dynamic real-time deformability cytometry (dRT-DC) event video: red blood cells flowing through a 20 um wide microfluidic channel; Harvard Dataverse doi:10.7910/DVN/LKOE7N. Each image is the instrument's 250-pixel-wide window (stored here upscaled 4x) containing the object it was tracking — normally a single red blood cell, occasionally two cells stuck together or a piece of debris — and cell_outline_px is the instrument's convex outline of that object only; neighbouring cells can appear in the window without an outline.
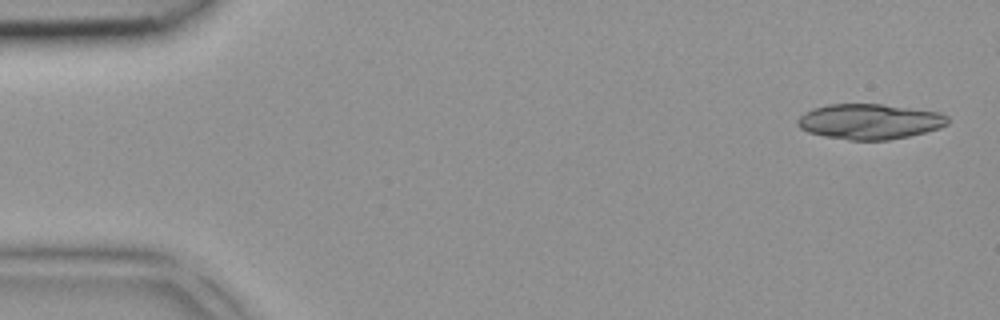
{"species": "common noctule bat (a hibernating species)", "species_latin": "Nyctalus noctula", "temperature_condition": "room temperature", "stored_images_in_passage": 4, "camera_frame_rate_fps": 3000, "um_per_image_px": 0.085, "animal": {"sex": "female", "body_mass_g": 18.4}, "frame": {"image": 1, "passage_image": 1, "time_ms": 0.0, "image_size_px": [1000, 320], "cell_outline_px": [[948, 124], [940, 128], [908, 136], [888, 140], [848, 140], [824, 136], [808, 132], [800, 128], [796, 124], [796, 120], [804, 112], [812, 108], [828, 104], [884, 104], [940, 112], [948, 116]], "centroid_in_image_um": [73.9, 10.32], "position_along_channel_um": 11.1, "area_um2": 31.1}}